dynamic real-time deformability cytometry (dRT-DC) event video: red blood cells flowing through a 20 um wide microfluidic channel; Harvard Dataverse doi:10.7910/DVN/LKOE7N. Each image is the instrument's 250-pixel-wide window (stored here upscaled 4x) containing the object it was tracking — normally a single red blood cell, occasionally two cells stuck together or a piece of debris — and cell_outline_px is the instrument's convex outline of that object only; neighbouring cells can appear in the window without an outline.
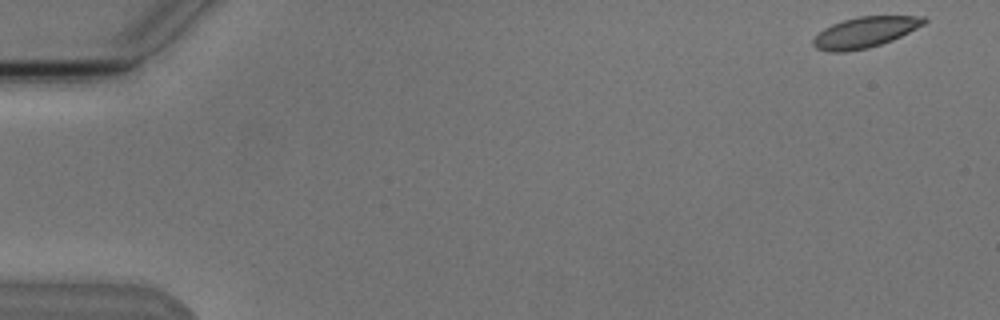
{"species": "Egyptian fruit bat (a non-hibernating species)", "species_latin": "Rousettus aegyptiacus", "temperature_condition": "cold", "stored_images_in_passage": 8, "camera_frame_rate_fps": 3000, "um_per_image_px": 0.085, "animal": {"sex": "male"}, "frame": {"image": 1, "passage_image": 1, "time_ms": 0.0, "image_size_px": [1000, 320], "cell_outline_px": [[928, 20], [924, 24], [892, 40], [868, 48], [844, 52], [832, 52], [816, 48], [812, 44], [812, 40], [824, 28], [832, 24], [856, 16], [924, 16]], "centroid_in_image_um": [73.51, 2.74], "position_along_channel_um": 11.5, "area_um2": 19.65}}
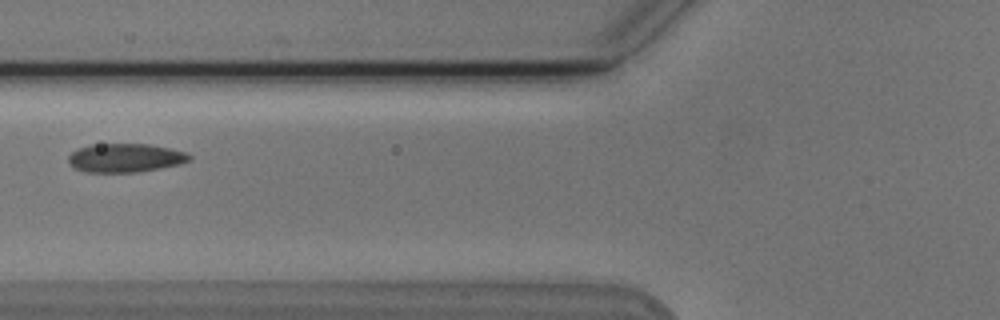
{"frame": {"image": 2, "passage_image": 6, "time_ms": 6.667, "image_size_px": [1000, 320], "cell_outline_px": [[192, 160], [180, 164], [160, 168], [136, 172], [88, 172], [76, 168], [68, 164], [68, 156], [76, 148], [88, 144], [148, 144], [168, 148], [184, 152], [192, 156]], "centroid_in_image_um": [10.62, 13.41], "position_along_channel_um": 115.2, "area_um2": 20.29}}
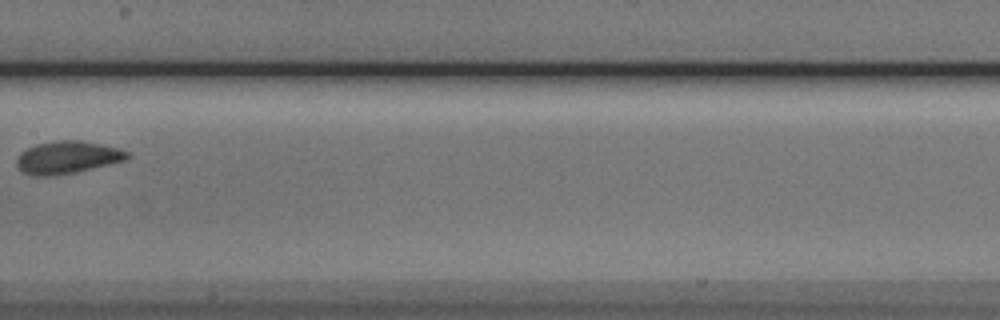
{"frame": {"image": 3, "passage_image": 8, "time_ms": 9.0, "image_size_px": [1000, 320], "cell_outline_px": [[132, 156], [128, 160], [76, 172], [52, 176], [32, 176], [20, 172], [16, 168], [16, 160], [20, 152], [36, 144], [60, 140], [80, 140], [100, 144], [116, 148], [128, 152]], "centroid_in_image_um": [5.7, 13.39], "position_along_channel_um": 201.7, "area_um2": 21.21}}